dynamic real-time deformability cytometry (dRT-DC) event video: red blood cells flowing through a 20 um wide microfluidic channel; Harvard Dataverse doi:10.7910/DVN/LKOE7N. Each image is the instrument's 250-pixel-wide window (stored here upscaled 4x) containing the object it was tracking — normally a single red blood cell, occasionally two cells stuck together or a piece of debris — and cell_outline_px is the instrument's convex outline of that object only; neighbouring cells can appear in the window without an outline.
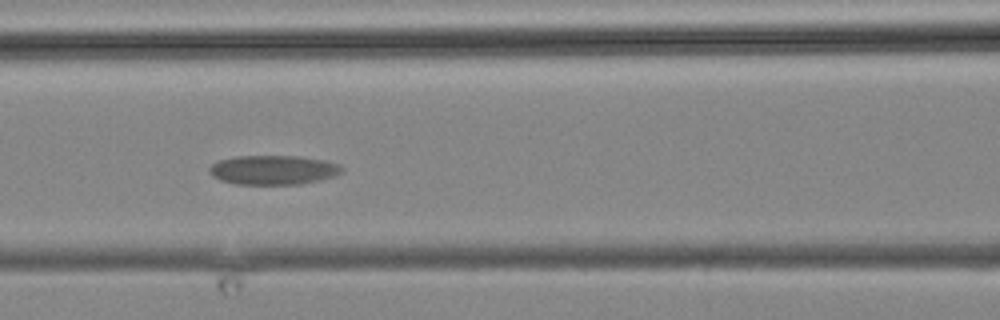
{"species": "common noctule bat (a hibernating species)", "species_latin": "Nyctalus noctula", "temperature_condition": "cold", "stored_images_in_passage": 4, "camera_frame_rate_fps": 3000, "um_per_image_px": 0.085, "animal": {"sex": "male", "body_mass_g": 19.2, "forearm_length_mm": 51.8}, "frame": {"image": 1, "passage_image": 3, "time_ms": 2.333, "image_size_px": [1000, 320], "cell_outline_px": [[344, 168], [336, 176], [320, 180], [300, 184], [236, 184], [220, 180], [212, 176], [208, 172], [208, 168], [212, 164], [220, 160], [236, 156], [300, 156], [324, 160], [340, 164]], "centroid_in_image_um": [23.23, 14.44], "position_along_channel_um": 143.4, "area_um2": 22.77}}
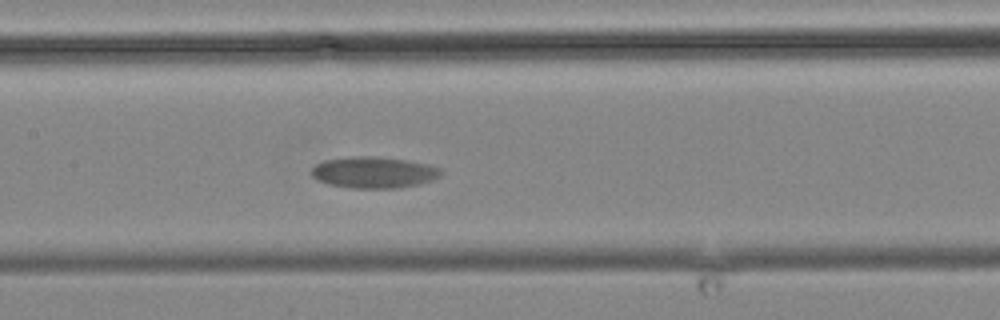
{"frame": {"image": 2, "passage_image": 4, "time_ms": 3.333, "image_size_px": [1000, 320], "cell_outline_px": [[444, 172], [440, 176], [432, 180], [420, 184], [396, 188], [352, 188], [328, 184], [312, 176], [312, 168], [316, 164], [324, 160], [348, 156], [372, 156], [404, 160], [428, 164], [440, 168]], "centroid_in_image_um": [31.79, 14.65], "position_along_channel_um": 175.6, "area_um2": 23.64}}